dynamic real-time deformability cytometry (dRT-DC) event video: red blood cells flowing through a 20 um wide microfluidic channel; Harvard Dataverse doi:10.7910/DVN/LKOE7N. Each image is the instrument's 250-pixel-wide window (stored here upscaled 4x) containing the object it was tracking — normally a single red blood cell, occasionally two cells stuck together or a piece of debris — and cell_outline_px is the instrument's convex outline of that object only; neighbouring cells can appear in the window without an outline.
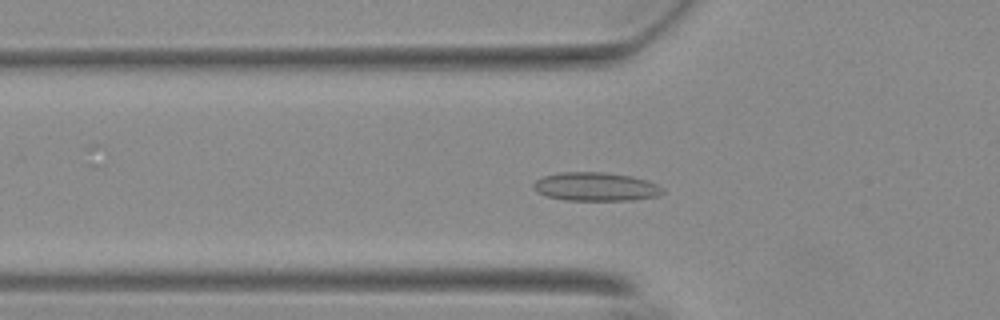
{"species": "Egyptian fruit bat (a non-hibernating species)", "species_latin": "Rousettus aegyptiacus", "temperature_condition": "warm", "stored_images_in_passage": 51, "segment_of_instrument_passage": [1, 2], "camera_frame_rate_fps": 3000, "um_per_image_px": 0.085, "animal": {"sex": "female"}, "frame": {"image": 1, "passage_image": 13, "time_ms": 4.0, "image_size_px": [1000, 320], "cell_outline_px": [[664, 192], [656, 196], [632, 200], [564, 200], [548, 196], [536, 192], [532, 188], [532, 184], [536, 180], [544, 176], [560, 172], [604, 172], [632, 176], [648, 180], [664, 188]], "centroid_in_image_um": [50.63, 15.86], "position_along_channel_um": 75.2, "area_um2": 21.62}}
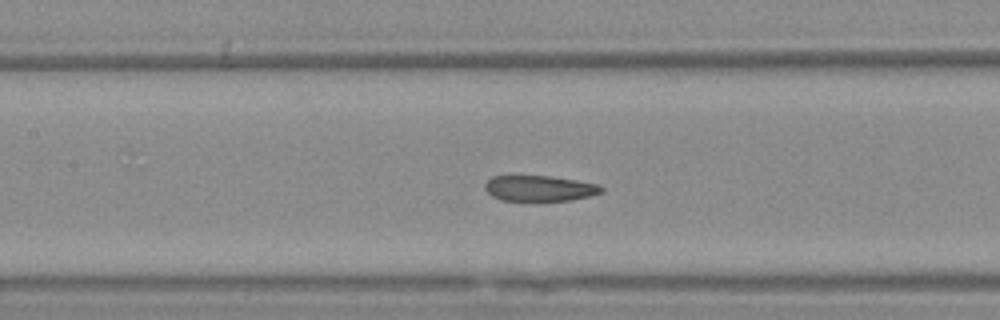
{"frame": {"image": 2, "passage_image": 20, "time_ms": 6.333, "image_size_px": [1000, 320], "cell_outline_px": [[604, 192], [588, 196], [568, 200], [500, 200], [492, 196], [484, 188], [484, 184], [492, 176], [548, 176], [576, 180], [596, 184], [604, 188]], "centroid_in_image_um": [45.84, 16.0], "position_along_channel_um": 161.6, "area_um2": 17.17}}
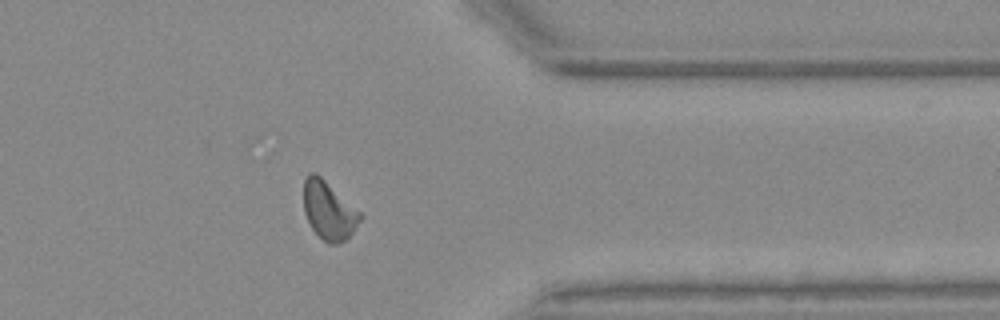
{"frame": {"image": 3, "passage_image": 39, "time_ms": 12.667, "image_size_px": [1000, 320], "cell_outline_px": [[364, 216], [352, 232], [344, 240], [336, 244], [328, 244], [312, 228], [304, 212], [304, 180], [308, 172], [316, 172], [360, 212]], "centroid_in_image_um": [27.93, 17.87], "position_along_channel_um": 383.5, "area_um2": 18.9}}